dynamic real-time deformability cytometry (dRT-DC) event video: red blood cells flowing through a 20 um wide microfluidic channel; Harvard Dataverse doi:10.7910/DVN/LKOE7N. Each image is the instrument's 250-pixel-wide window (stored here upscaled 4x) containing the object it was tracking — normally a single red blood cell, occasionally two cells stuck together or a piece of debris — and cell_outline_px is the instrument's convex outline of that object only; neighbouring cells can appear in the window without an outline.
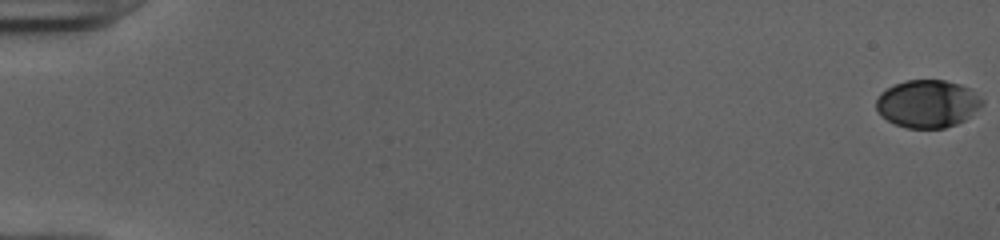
{"species": "human", "species_latin": "Homo sapiens", "temperature_condition": "cold", "stored_images_in_passage": 53, "camera_frame_rate_fps": 3000, "um_per_image_px": 0.085, "donor": {"sex": "female"}, "frame": {"image": 1, "passage_image": 1, "time_ms": 0.0, "image_size_px": [1000, 240], "cell_outline_px": [[984, 104], [964, 120], [956, 124], [944, 128], [908, 128], [896, 124], [888, 120], [876, 108], [876, 100], [880, 92], [904, 80], [944, 80], [960, 84], [968, 88], [984, 100]], "centroid_in_image_um": [78.85, 8.81], "position_along_channel_um": 6.1, "area_um2": 29.19}}
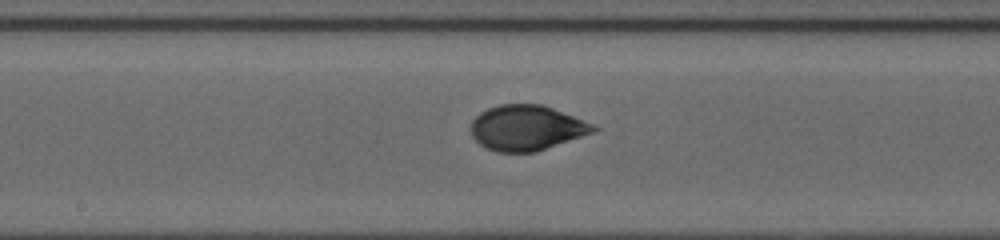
{"frame": {"image": 2, "passage_image": 30, "time_ms": 9.667, "image_size_px": [1000, 240], "cell_outline_px": [[600, 128], [596, 132], [536, 152], [496, 152], [480, 144], [472, 136], [468, 128], [472, 120], [480, 112], [488, 108], [500, 104], [540, 104], [552, 108], [592, 124]], "centroid_in_image_um": [44.74, 10.87], "position_along_channel_um": 203.5, "area_um2": 32.37}}
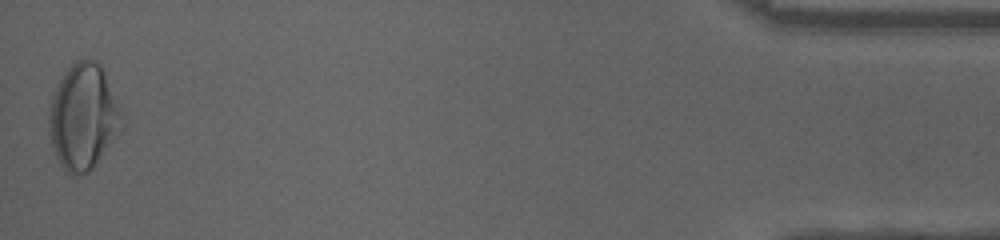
{"frame": {"image": 3, "passage_image": 53, "time_ms": 17.333, "image_size_px": [1000, 240], "cell_outline_px": [[124, 124], [120, 132], [92, 168], [88, 172], [72, 176], [60, 164], [52, 148], [48, 132], [48, 112], [52, 96], [64, 72], [76, 60], [96, 60], [100, 64], [104, 72], [120, 108]], "centroid_in_image_um": [7.06, 9.94], "position_along_channel_um": 428.1, "area_um2": 44.68}, "authors_computed_cell_mechanics": {"area_um2": 31.9634, "velocity_mm_per_s": 4.0033, "shape_relaxation_time_tau1_ms": 4.7051, "shape_relaxation_time_tau2_ms": null, "deformation_change_tau1": 0.1908, "deformation_change_tau2": null}}